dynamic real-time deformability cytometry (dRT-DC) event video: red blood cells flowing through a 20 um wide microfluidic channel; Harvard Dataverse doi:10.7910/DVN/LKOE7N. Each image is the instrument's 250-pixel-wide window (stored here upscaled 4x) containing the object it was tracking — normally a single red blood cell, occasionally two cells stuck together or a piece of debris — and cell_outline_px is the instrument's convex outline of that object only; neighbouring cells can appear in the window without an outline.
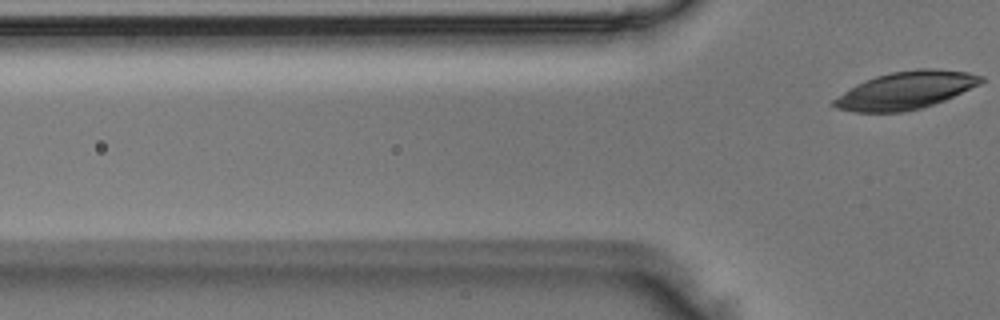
{"species": "Egyptian fruit bat (a non-hibernating species)", "species_latin": "Rousettus aegyptiacus", "temperature_condition": "room temperature", "stored_images_in_passage": 5, "segment_of_instrument_passage": [2, 2], "camera_frame_rate_fps": 3000, "um_per_image_px": 0.085, "animal": {"sex": "male"}, "frame": {"image": 1, "passage_image": 5, "time_ms": 1.333, "image_size_px": [1000, 320], "cell_outline_px": [[984, 80], [980, 84], [944, 100], [920, 108], [904, 112], [852, 112], [836, 108], [832, 104], [832, 100], [856, 84], [876, 76], [892, 72], [920, 68], [928, 68], [968, 72], [984, 76]], "centroid_in_image_um": [76.98, 7.68], "position_along_channel_um": 48.8, "area_um2": 31.96}}